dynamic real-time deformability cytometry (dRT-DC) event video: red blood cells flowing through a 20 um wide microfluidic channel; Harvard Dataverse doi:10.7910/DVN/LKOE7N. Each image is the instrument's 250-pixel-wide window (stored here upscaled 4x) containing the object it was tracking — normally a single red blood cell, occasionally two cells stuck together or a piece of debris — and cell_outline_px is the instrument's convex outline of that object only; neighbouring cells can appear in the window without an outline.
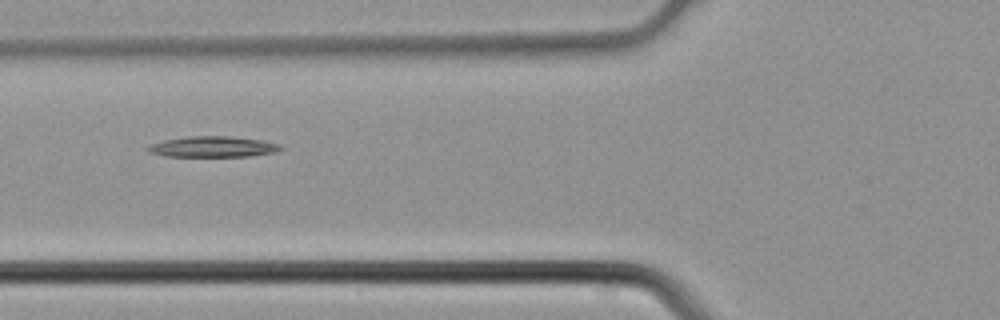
{"species": "common noctule bat (a hibernating species)", "species_latin": "Nyctalus noctula", "temperature_condition": "cold", "stored_images_in_passage": 4, "camera_frame_rate_fps": 3000, "um_per_image_px": 0.085, "animal": {"sex": "male", "body_mass_g": 21.5, "forearm_length_mm": 52.0}, "frame": {"image": 1, "passage_image": 3, "time_ms": 0.667, "image_size_px": [1000, 320], "cell_outline_px": [[284, 148], [276, 152], [248, 156], [164, 156], [148, 152], [144, 148], [152, 144], [164, 140], [188, 136], [232, 136], [260, 140], [280, 144]], "centroid_in_image_um": [18.08, 12.47], "position_along_channel_um": 107.7, "area_um2": 16.07}}
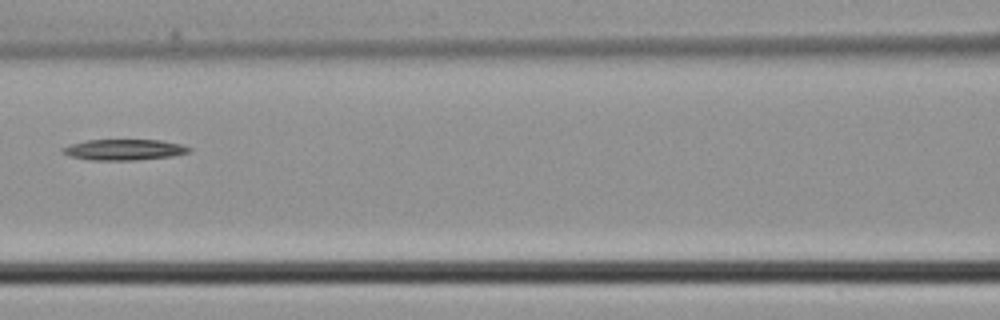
{"frame": {"image": 2, "passage_image": 4, "time_ms": 1.0, "image_size_px": [1000, 320], "cell_outline_px": [[192, 148], [188, 152], [172, 156], [136, 160], [88, 160], [68, 156], [60, 152], [60, 148], [72, 144], [88, 140], [160, 140], [180, 144]], "centroid_in_image_um": [10.49, 12.73], "position_along_channel_um": 156.1, "area_um2": 15.37}}